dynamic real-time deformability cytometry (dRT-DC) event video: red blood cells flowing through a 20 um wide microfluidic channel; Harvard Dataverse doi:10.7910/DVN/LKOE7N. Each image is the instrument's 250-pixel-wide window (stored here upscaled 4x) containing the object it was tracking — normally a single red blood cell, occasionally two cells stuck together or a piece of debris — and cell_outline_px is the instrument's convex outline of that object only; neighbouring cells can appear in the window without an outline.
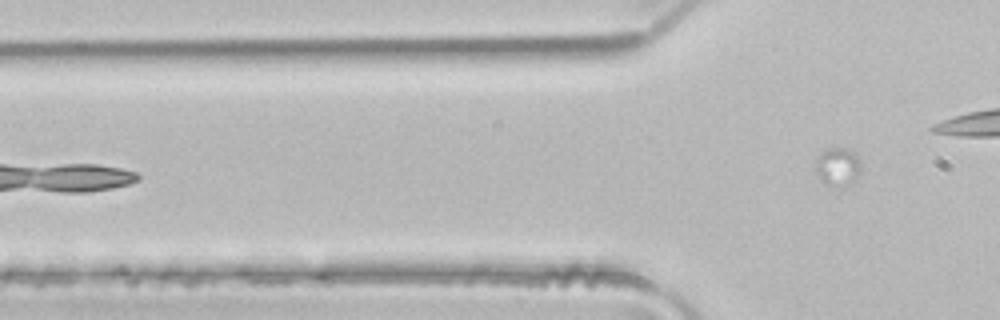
{"species": "common noctule bat (a hibernating species)", "species_latin": "Nyctalus noctula", "temperature_condition": "room temperature", "stored_images_in_passage": 3, "camera_frame_rate_fps": 3000, "um_per_image_px": 0.085, "animal": {"sex": "male", "body_mass_g": 21.5, "forearm_length_mm": 52.0}, "frame": {"image": 1, "passage_image": 3, "time_ms": 0.667, "image_size_px": [1000, 320], "cell_outline_px": [[860, 172], [852, 184], [824, 184], [816, 176], [816, 160], [824, 148], [848, 148], [856, 152], [860, 160]], "centroid_in_image_um": [71.21, 14.12], "position_along_channel_um": 54.6, "area_um2": 10.17}}